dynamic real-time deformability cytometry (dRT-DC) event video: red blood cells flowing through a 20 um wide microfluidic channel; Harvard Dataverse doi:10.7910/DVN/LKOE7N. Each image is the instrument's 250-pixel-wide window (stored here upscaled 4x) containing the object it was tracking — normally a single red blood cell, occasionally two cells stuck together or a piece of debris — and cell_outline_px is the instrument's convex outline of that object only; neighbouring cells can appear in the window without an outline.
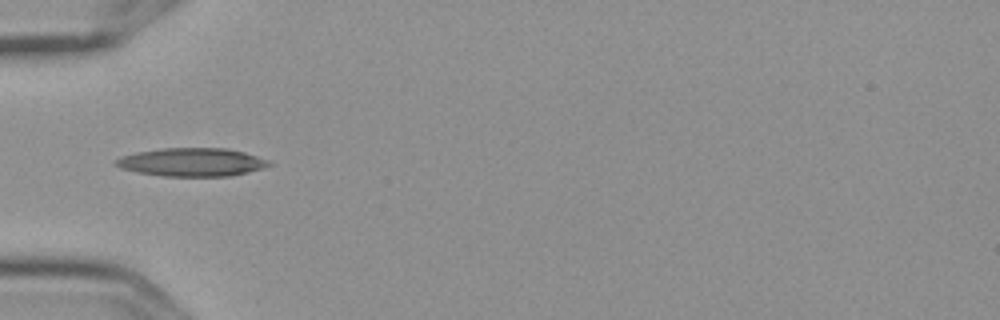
{"species": "Egyptian fruit bat (a non-hibernating species)", "species_latin": "Rousettus aegyptiacus", "temperature_condition": "cold", "stored_images_in_passage": 5, "camera_frame_rate_fps": 3000, "um_per_image_px": 0.085, "frame": {"image": 1, "passage_image": 1, "time_ms": 0.0, "image_size_px": [1000, 320], "cell_outline_px": [[272, 164], [264, 168], [232, 176], [164, 176], [136, 172], [120, 168], [112, 160], [120, 156], [136, 152], [164, 148], [228, 148], [244, 152], [268, 160]], "centroid_in_image_um": [16.29, 13.78], "position_along_channel_um": 68.7, "area_um2": 25.37}}
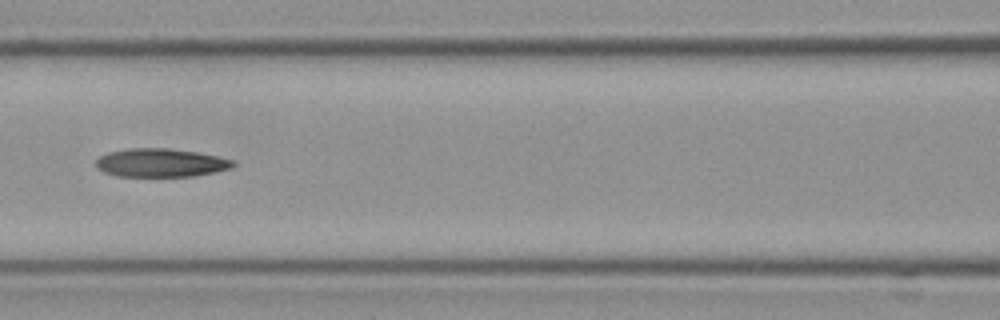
{"frame": {"image": 2, "passage_image": 3, "time_ms": 0.667, "image_size_px": [1000, 320], "cell_outline_px": [[236, 164], [232, 168], [192, 176], [116, 176], [104, 172], [96, 164], [96, 160], [100, 156], [108, 152], [128, 148], [168, 148], [196, 152], [236, 160]], "centroid_in_image_um": [13.68, 13.83], "position_along_channel_um": 152.9, "area_um2": 22.6}}
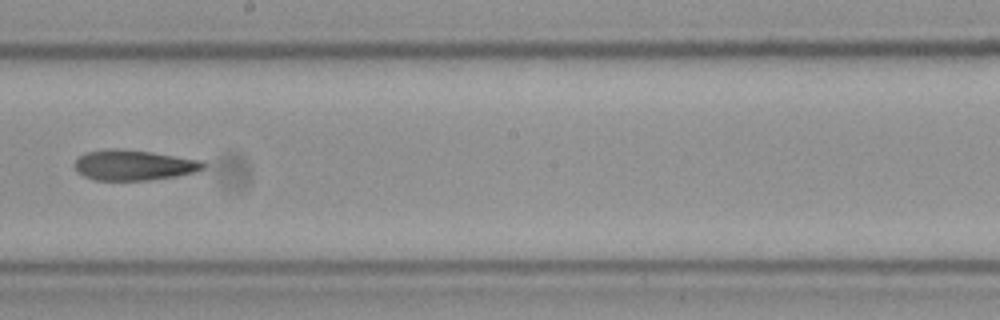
{"frame": {"image": 3, "passage_image": 5, "time_ms": 1.333, "image_size_px": [1000, 320], "cell_outline_px": [[204, 168], [196, 172], [176, 176], [152, 180], [96, 180], [84, 176], [76, 172], [72, 164], [80, 156], [88, 152], [108, 148], [116, 148], [152, 152], [200, 160], [204, 164]], "centroid_in_image_um": [11.33, 14.04], "position_along_channel_um": 236.9, "area_um2": 22.83}}